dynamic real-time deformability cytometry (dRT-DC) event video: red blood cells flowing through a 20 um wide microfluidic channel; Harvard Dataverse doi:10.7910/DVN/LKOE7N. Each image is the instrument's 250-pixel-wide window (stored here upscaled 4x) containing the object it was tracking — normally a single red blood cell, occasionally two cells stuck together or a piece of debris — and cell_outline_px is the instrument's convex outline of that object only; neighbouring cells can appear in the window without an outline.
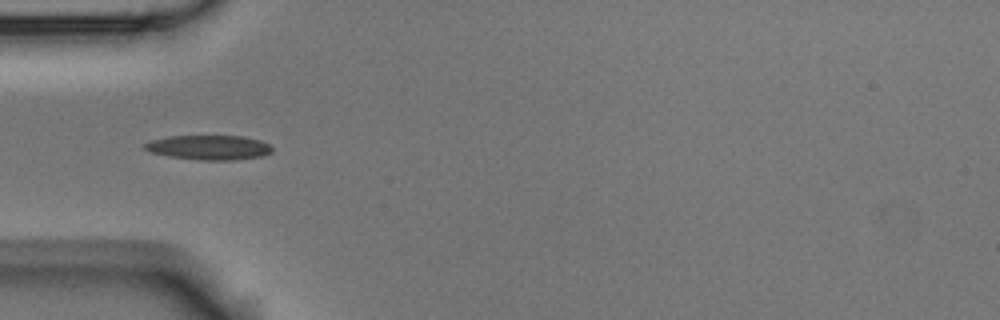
{"species": "Egyptian fruit bat (a non-hibernating species)", "species_latin": "Rousettus aegyptiacus", "temperature_condition": "room temperature", "stored_images_in_passage": 3, "camera_frame_rate_fps": 3000, "um_per_image_px": 0.085, "animal": {"sex": "male"}, "frame": {"image": 1, "passage_image": 1, "time_ms": 0.0, "image_size_px": [1000, 320], "cell_outline_px": [[272, 152], [264, 156], [232, 160], [204, 160], [168, 156], [152, 152], [144, 148], [144, 144], [152, 140], [168, 136], [240, 136], [260, 140], [268, 144], [272, 148]], "centroid_in_image_um": [17.79, 12.53], "position_along_channel_um": 67.2, "area_um2": 18.09}}
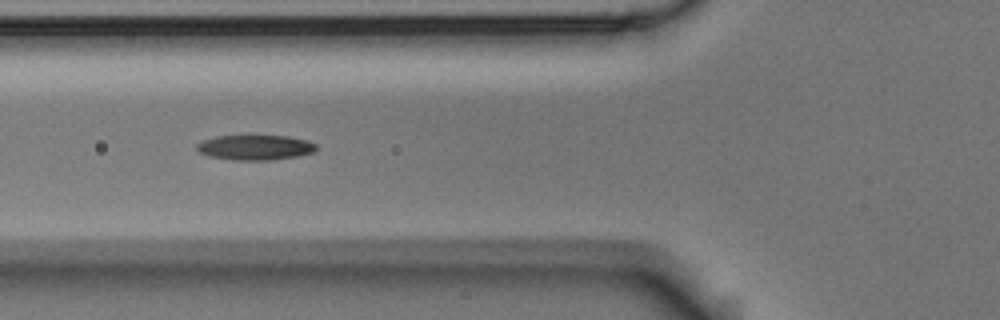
{"frame": {"image": 2, "passage_image": 2, "time_ms": 0.333, "image_size_px": [1000, 320], "cell_outline_px": [[316, 148], [312, 152], [296, 156], [272, 160], [232, 160], [208, 156], [200, 152], [196, 148], [196, 144], [204, 140], [216, 136], [288, 136], [308, 140], [316, 144]], "centroid_in_image_um": [21.67, 12.53], "position_along_channel_um": 104.1, "area_um2": 17.34}}
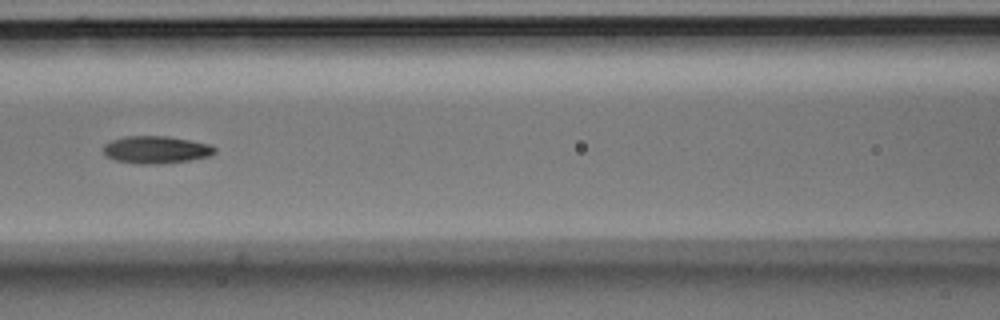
{"frame": {"image": 3, "passage_image": 3, "time_ms": 0.667, "image_size_px": [1000, 320], "cell_outline_px": [[216, 152], [208, 156], [188, 160], [156, 164], [136, 164], [116, 160], [104, 156], [104, 144], [112, 140], [124, 136], [168, 136], [212, 144], [216, 148]], "centroid_in_image_um": [13.26, 12.72], "position_along_channel_um": 153.3, "area_um2": 17.86}}